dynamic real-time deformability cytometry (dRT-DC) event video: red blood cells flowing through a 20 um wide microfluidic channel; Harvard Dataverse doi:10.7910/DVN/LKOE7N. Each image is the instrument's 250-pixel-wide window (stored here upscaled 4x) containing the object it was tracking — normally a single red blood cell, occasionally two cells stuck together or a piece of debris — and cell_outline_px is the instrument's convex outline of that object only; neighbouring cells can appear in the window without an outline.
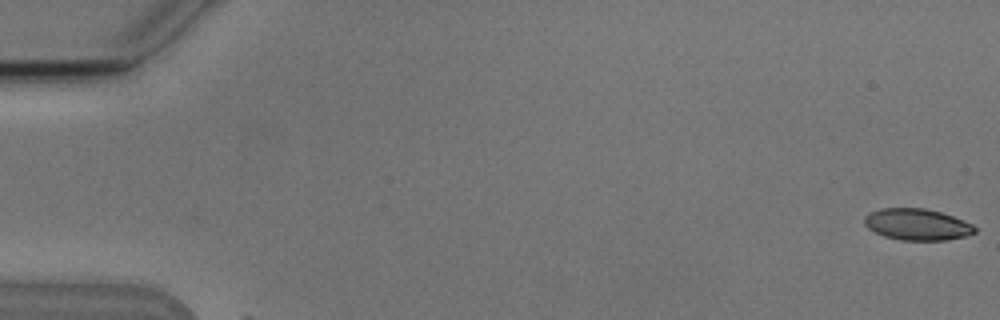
{"species": "Egyptian fruit bat (a non-hibernating species)", "species_latin": "Rousettus aegyptiacus", "temperature_condition": "cold", "stored_images_in_passage": 10, "camera_frame_rate_fps": 3000, "um_per_image_px": 0.085, "animal": {"sex": "male"}, "frame": {"image": 1, "passage_image": 1, "time_ms": 0.0, "image_size_px": [1000, 320], "cell_outline_px": [[976, 232], [968, 236], [944, 240], [900, 240], [884, 236], [868, 228], [864, 224], [864, 216], [880, 208], [924, 208], [940, 212], [952, 216], [972, 224], [976, 228]], "centroid_in_image_um": [77.96, 19.08], "position_along_channel_um": 7.0, "area_um2": 20.17}}
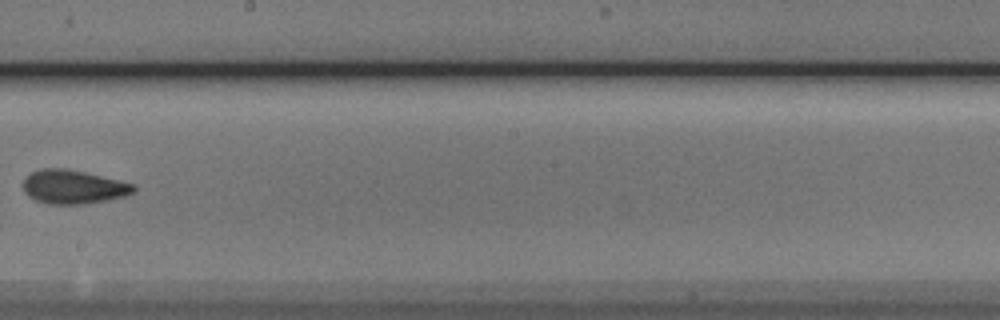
{"frame": {"image": 2, "passage_image": 9, "time_ms": 10.333, "image_size_px": [1000, 320], "cell_outline_px": [[136, 192], [124, 196], [108, 200], [84, 204], [48, 204], [36, 200], [28, 196], [24, 192], [24, 176], [40, 168], [64, 168], [84, 172], [120, 180], [136, 184]], "centroid_in_image_um": [6.25, 15.88], "position_along_channel_um": 242.0, "area_um2": 21.96}}
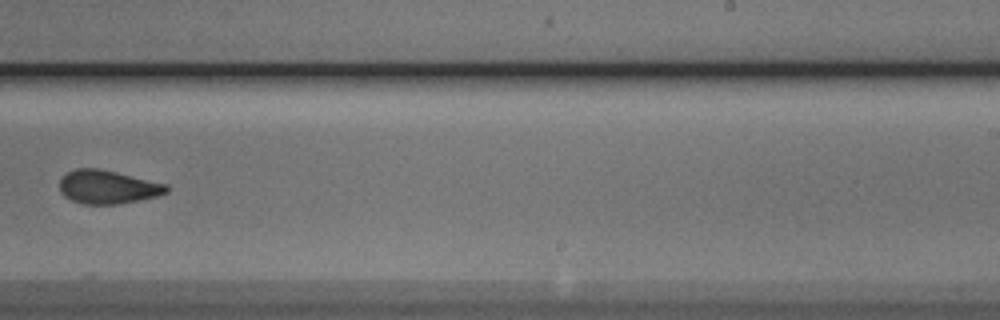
{"frame": {"image": 3, "passage_image": 10, "time_ms": 11.333, "image_size_px": [1000, 320], "cell_outline_px": [[168, 192], [156, 196], [120, 204], [80, 204], [64, 196], [60, 192], [60, 180], [68, 172], [76, 168], [96, 168], [116, 172], [168, 184]], "centroid_in_image_um": [9.15, 15.9], "position_along_channel_um": 279.9, "area_um2": 20.81}}